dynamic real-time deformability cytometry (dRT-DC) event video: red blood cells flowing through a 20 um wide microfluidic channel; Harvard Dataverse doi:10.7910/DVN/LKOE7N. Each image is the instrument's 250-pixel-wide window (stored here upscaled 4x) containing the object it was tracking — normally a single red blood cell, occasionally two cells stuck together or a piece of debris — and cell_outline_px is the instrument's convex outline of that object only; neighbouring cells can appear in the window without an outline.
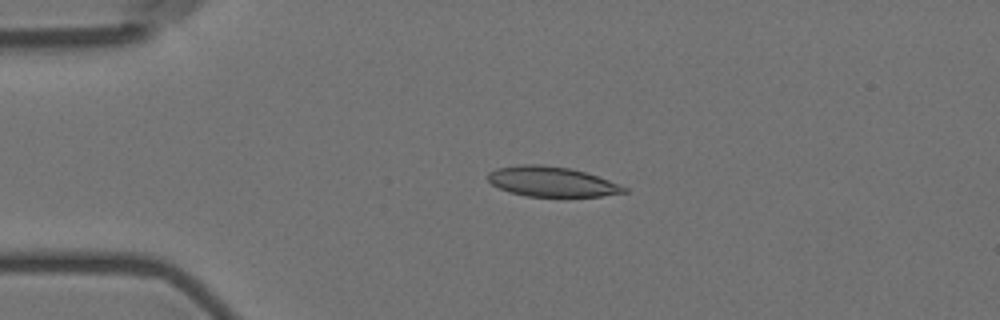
{"species": "Egyptian fruit bat (a non-hibernating species)", "species_latin": "Rousettus aegyptiacus", "temperature_condition": "room temperature", "stored_images_in_passage": 3, "camera_frame_rate_fps": 3000, "um_per_image_px": 0.085, "animal": {"sex": "female"}, "frame": {"image": 1, "passage_image": 2, "time_ms": 1.0, "image_size_px": [1000, 320], "cell_outline_px": [[628, 192], [600, 196], [524, 196], [508, 192], [492, 184], [488, 180], [488, 172], [496, 168], [524, 164], [540, 164], [568, 168], [584, 172], [608, 180], [628, 188]], "centroid_in_image_um": [46.86, 15.44], "position_along_channel_um": 38.1, "area_um2": 23.58}}